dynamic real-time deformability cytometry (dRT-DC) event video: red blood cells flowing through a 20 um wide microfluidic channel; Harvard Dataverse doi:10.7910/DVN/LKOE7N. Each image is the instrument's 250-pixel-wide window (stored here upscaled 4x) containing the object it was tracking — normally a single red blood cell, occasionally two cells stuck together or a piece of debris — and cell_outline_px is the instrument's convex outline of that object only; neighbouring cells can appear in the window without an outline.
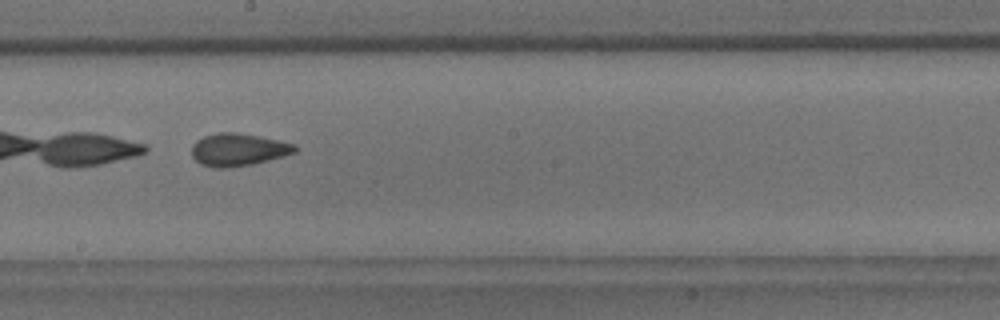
{"species": "common noctule bat (a hibernating species)", "species_latin": "Nyctalus noctula", "temperature_condition": "room temperature", "stored_images_in_passage": 32, "camera_frame_rate_fps": 3000, "um_per_image_px": 0.085, "animal": {"sex": "male", "body_mass_g": 18.8}, "frame": {"image": 1, "passage_image": 14, "time_ms": 4.333, "image_size_px": [1000, 320], "cell_outline_px": [[296, 152], [284, 156], [252, 164], [228, 168], [216, 168], [200, 164], [192, 156], [192, 144], [196, 140], [204, 136], [216, 132], [236, 132], [296, 144]], "centroid_in_image_um": [20.21, 12.72], "position_along_channel_um": 228.0, "area_um2": 19.54}}